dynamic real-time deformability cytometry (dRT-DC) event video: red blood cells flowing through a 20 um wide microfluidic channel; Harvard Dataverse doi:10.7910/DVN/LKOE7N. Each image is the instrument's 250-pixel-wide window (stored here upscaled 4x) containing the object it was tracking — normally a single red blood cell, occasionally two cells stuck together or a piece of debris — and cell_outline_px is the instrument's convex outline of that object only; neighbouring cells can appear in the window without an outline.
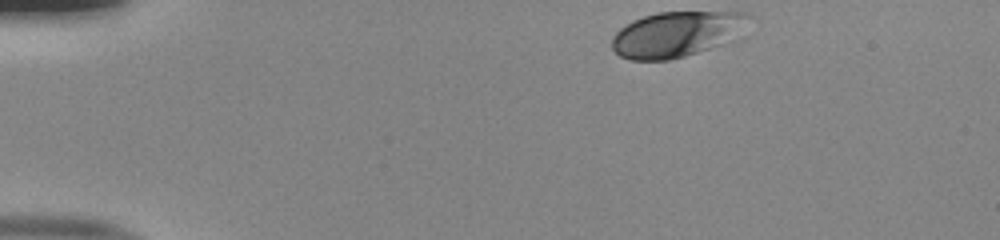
{"species": "human", "species_latin": "Homo sapiens", "temperature_condition": "room temperature", "stored_images_in_passage": 37, "camera_frame_rate_fps": 3000, "um_per_image_px": 0.085, "donor": {"sex": "male"}, "frame": {"image": 1, "passage_image": 1, "time_ms": 0.0, "image_size_px": [1000, 240], "cell_outline_px": [[756, 16], [752, 36], [744, 40], [684, 56], [668, 60], [628, 60], [620, 56], [612, 48], [612, 36], [620, 28], [632, 20], [656, 12], [748, 12]], "centroid_in_image_um": [57.84, 2.89], "position_along_channel_um": 27.2, "area_um2": 38.67}}
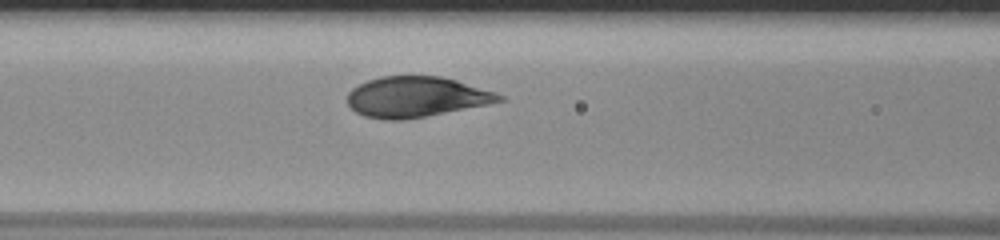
{"frame": {"image": 2, "passage_image": 15, "time_ms": 4.667, "image_size_px": [1000, 240], "cell_outline_px": [[504, 100], [488, 104], [404, 120], [384, 120], [364, 116], [356, 112], [348, 104], [348, 92], [352, 88], [368, 80], [380, 76], [440, 76], [456, 80], [496, 92], [504, 96]], "centroid_in_image_um": [35.36, 8.24], "position_along_channel_um": 131.2, "area_um2": 35.66}}
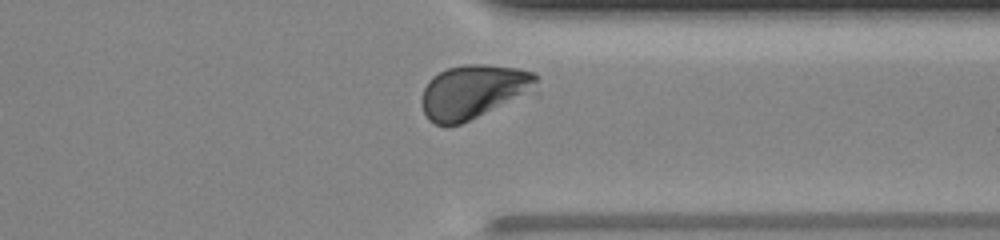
{"frame": {"image": 3, "passage_image": 33, "time_ms": 10.667, "image_size_px": [1000, 240], "cell_outline_px": [[540, 96], [460, 124], [448, 128], [436, 124], [428, 120], [420, 104], [420, 100], [424, 88], [428, 80], [432, 76], [448, 68], [464, 64], [484, 64], [516, 68], [536, 72]], "centroid_in_image_um": [40.41, 7.85], "position_along_channel_um": 371.0, "area_um2": 38.55}, "authors_computed_cell_mechanics": {"area_um2": 36.414, "velocity_mm_per_s": 4.0016, "shape_relaxation_time_tau1_ms": 2.2243, "shape_relaxation_time_tau2_ms": null, "deformation_change_tau1": 0.1462, "deformation_change_tau2": null}}